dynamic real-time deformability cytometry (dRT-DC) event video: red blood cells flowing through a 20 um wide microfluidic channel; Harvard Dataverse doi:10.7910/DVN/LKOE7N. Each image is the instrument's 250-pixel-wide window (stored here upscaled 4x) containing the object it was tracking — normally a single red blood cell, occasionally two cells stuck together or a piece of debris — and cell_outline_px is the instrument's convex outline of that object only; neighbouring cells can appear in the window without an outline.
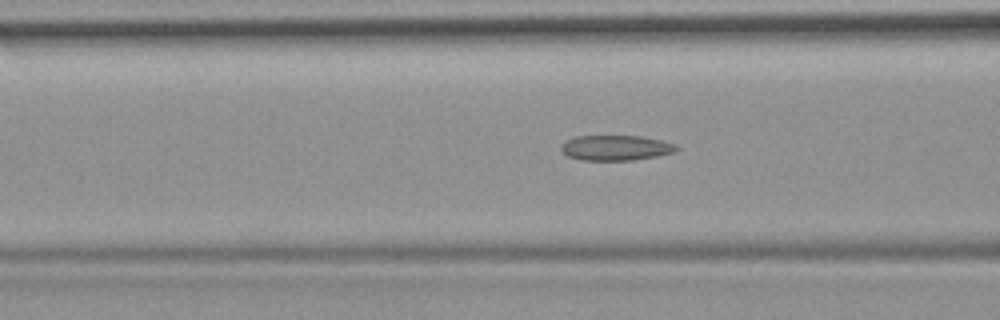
{"species": "common noctule bat (a hibernating species)", "species_latin": "Nyctalus noctula", "temperature_condition": "room temperature", "stored_images_in_passage": 45, "camera_frame_rate_fps": 3000, "um_per_image_px": 0.085, "animal": {"sex": "female", "body_mass_g": 19.9}, "frame": {"image": 1, "passage_image": 20, "time_ms": 6.333, "image_size_px": [1000, 320], "cell_outline_px": [[680, 148], [676, 152], [656, 156], [632, 160], [580, 160], [568, 156], [560, 148], [568, 140], [576, 136], [640, 136], [660, 140], [676, 144]], "centroid_in_image_um": [52.39, 12.57], "position_along_channel_um": 114.2, "area_um2": 16.82}}
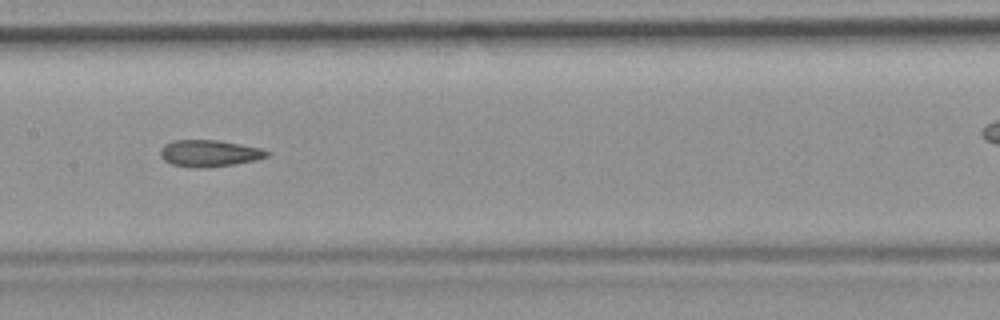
{"frame": {"image": 2, "passage_image": 26, "time_ms": 8.333, "image_size_px": [1000, 320], "cell_outline_px": [[272, 152], [268, 156], [256, 160], [208, 168], [188, 168], [172, 164], [164, 160], [160, 156], [160, 148], [164, 144], [172, 140], [216, 140], [260, 148]], "centroid_in_image_um": [17.75, 13.04], "position_along_channel_um": 189.7, "area_um2": 16.7}}
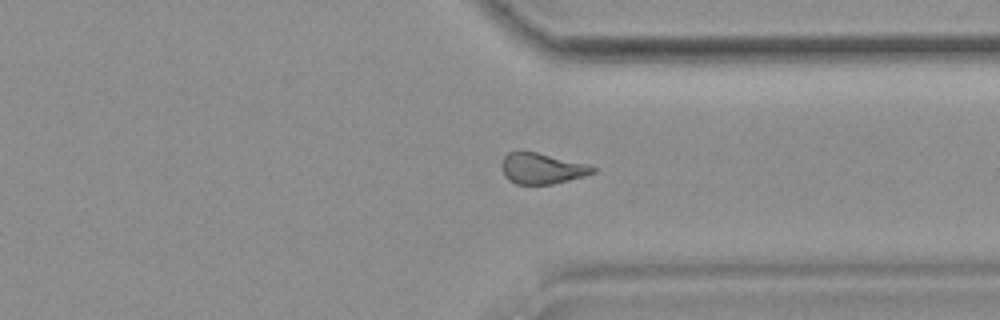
{"frame": {"image": 3, "passage_image": 40, "time_ms": 13.0, "image_size_px": [1000, 320], "cell_outline_px": [[596, 172], [584, 176], [552, 184], [516, 184], [508, 180], [504, 176], [504, 156], [508, 152], [520, 148], [588, 164], [596, 168]], "centroid_in_image_um": [46.06, 14.29], "position_along_channel_um": 365.3, "area_um2": 16.53}}